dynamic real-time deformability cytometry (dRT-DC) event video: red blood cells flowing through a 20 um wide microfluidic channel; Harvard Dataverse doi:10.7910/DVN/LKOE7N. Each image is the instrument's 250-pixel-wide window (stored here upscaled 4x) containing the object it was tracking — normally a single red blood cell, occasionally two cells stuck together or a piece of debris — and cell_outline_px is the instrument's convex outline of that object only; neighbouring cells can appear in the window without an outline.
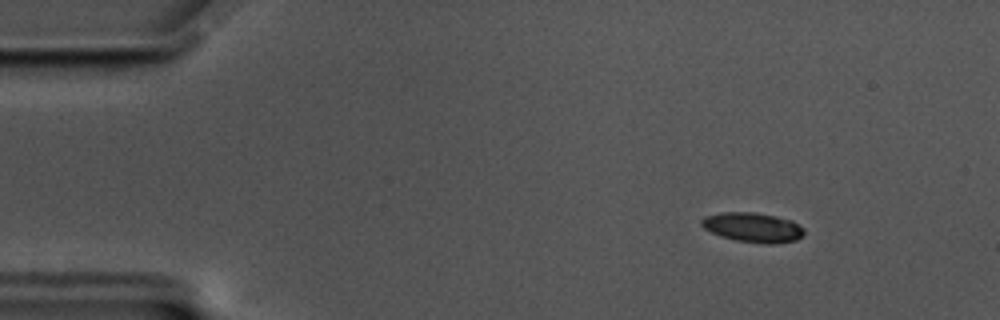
{"species": "common noctule bat (a hibernating species)", "species_latin": "Nyctalus noctula", "temperature_condition": "cold", "stored_images_in_passage": 62, "camera_frame_rate_fps": 3000, "um_per_image_px": 0.085, "animal": {"sex": "male", "body_mass_g": 17.5, "forearm_length_mm": 52.3}, "frame": {"image": 1, "passage_image": 9, "time_ms": 2.667, "image_size_px": [1000, 320], "cell_outline_px": [[804, 236], [796, 240], [772, 244], [764, 244], [736, 240], [720, 236], [704, 228], [700, 224], [700, 220], [704, 216], [724, 212], [752, 212], [776, 216], [792, 220], [804, 228]], "centroid_in_image_um": [64.0, 19.33], "position_along_channel_um": 21.0, "area_um2": 17.8}}
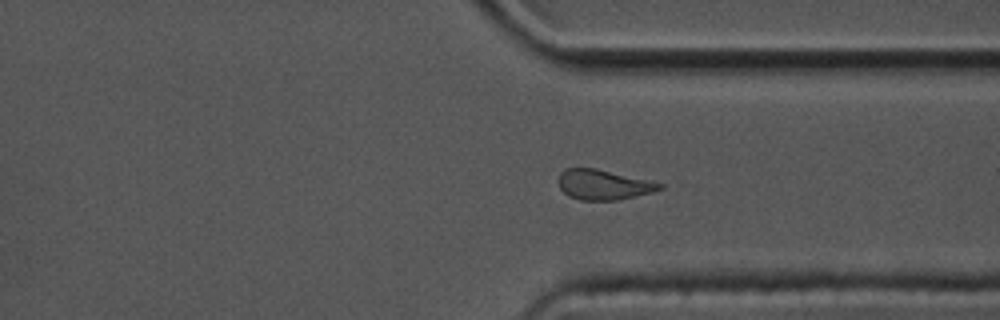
{"frame": {"image": 2, "passage_image": 47, "time_ms": 15.333, "image_size_px": [1000, 320], "cell_outline_px": [[664, 188], [652, 192], [620, 200], [580, 200], [568, 196], [560, 188], [556, 180], [560, 172], [564, 168], [596, 168], [664, 184]], "centroid_in_image_um": [51.25, 15.7], "position_along_channel_um": 360.2, "area_um2": 17.86}}
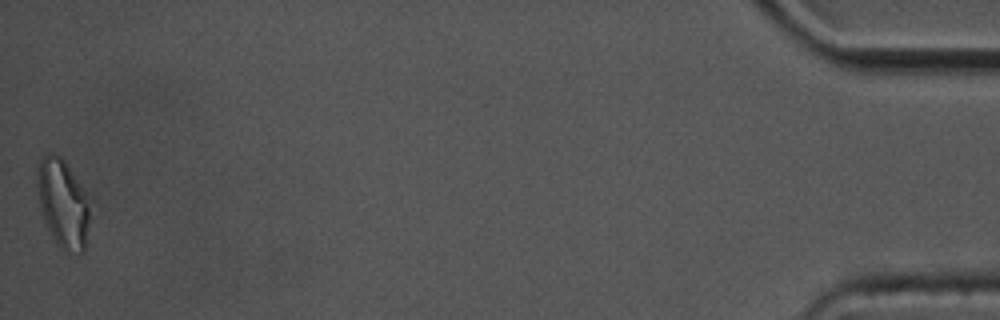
{"frame": {"image": 3, "passage_image": 62, "time_ms": 20.333, "image_size_px": [1000, 320], "cell_outline_px": [[96, 200], [84, 252], [80, 252], [60, 248], [48, 228], [40, 208], [36, 184], [36, 168], [40, 156], [48, 152], [52, 152], [60, 156], [64, 160]], "centroid_in_image_um": [5.45, 17.21], "position_along_channel_um": 429.8, "area_um2": 28.84}, "authors_computed_cell_mechanics": {"area_um2": 19.2185, "velocity_mm_per_s": 3.3142, "shape_relaxation_time_tau1_ms": null, "shape_relaxation_time_tau2_ms": 2.4288, "deformation_change_tau1": null, "deformation_change_tau2": 0.1247}}